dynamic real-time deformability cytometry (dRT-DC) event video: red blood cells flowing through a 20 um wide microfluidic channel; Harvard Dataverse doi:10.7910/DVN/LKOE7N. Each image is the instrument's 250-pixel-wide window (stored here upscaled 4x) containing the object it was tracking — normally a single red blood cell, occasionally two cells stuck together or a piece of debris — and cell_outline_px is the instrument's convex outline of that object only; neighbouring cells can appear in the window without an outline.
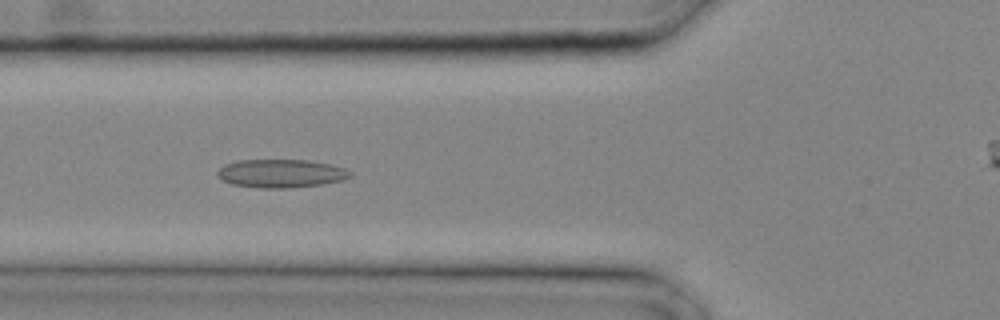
{"species": "common noctule bat (a hibernating species)", "species_latin": "Nyctalus noctula", "temperature_condition": "cold", "stored_images_in_passage": 14, "camera_frame_rate_fps": 3000, "um_per_image_px": 0.085, "animal": {"sex": "male", "body_mass_g": 20.4}, "frame": {"image": 1, "passage_image": 7, "time_ms": 2.0, "image_size_px": [1000, 320], "cell_outline_px": [[352, 176], [344, 180], [324, 184], [288, 188], [260, 188], [232, 184], [216, 176], [216, 172], [224, 164], [236, 160], [308, 160], [332, 164], [344, 168], [352, 172]], "centroid_in_image_um": [23.9, 14.74], "position_along_channel_um": 101.9, "area_um2": 22.14}}
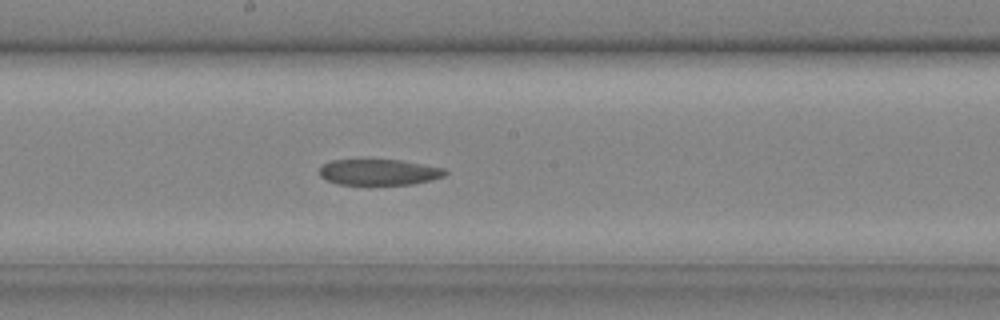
{"frame": {"image": 2, "passage_image": 12, "time_ms": 3.667, "image_size_px": [1000, 320], "cell_outline_px": [[448, 172], [444, 176], [432, 180], [412, 184], [340, 184], [328, 180], [320, 176], [320, 168], [324, 164], [332, 160], [400, 160], [444, 168]], "centroid_in_image_um": [32.25, 14.63], "position_along_channel_um": 216.0, "area_um2": 18.73}}
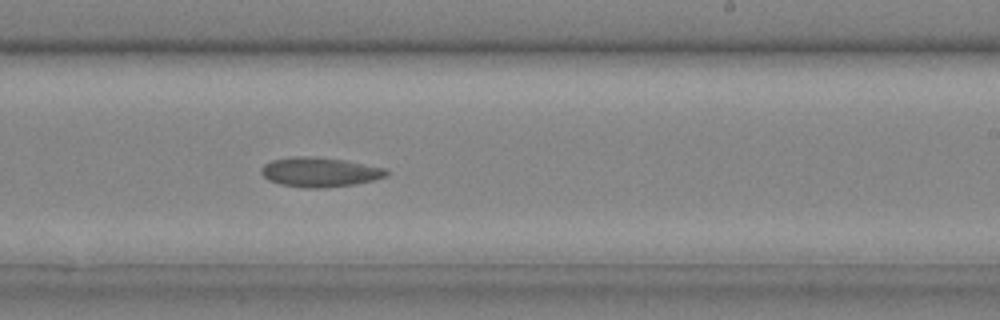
{"frame": {"image": 3, "passage_image": 14, "time_ms": 4.333, "image_size_px": [1000, 320], "cell_outline_px": [[388, 176], [356, 184], [324, 188], [308, 188], [280, 184], [268, 180], [260, 172], [260, 168], [264, 164], [272, 160], [292, 156], [308, 156], [344, 160], [384, 168], [388, 172]], "centroid_in_image_um": [27.14, 14.63], "position_along_channel_um": 261.9, "area_um2": 21.5}}